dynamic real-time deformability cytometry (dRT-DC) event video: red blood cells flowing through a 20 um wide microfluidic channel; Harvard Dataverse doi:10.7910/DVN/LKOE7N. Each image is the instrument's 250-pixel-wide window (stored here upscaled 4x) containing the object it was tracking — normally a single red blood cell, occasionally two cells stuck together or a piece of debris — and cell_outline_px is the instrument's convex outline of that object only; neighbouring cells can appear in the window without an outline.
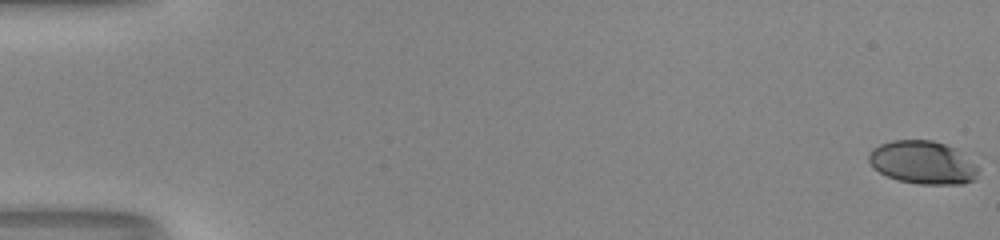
{"species": "human", "species_latin": "Homo sapiens", "temperature_condition": "room temperature", "stored_images_in_passage": 51, "camera_frame_rate_fps": 3000, "um_per_image_px": 0.085, "donor": {"sex": "male"}, "frame": {"image": 1, "passage_image": 1, "time_ms": 0.0, "image_size_px": [1000, 240], "cell_outline_px": [[984, 156], [976, 180], [964, 184], [920, 184], [900, 180], [888, 176], [872, 168], [868, 160], [868, 152], [872, 148], [880, 144], [892, 140], [932, 140]], "centroid_in_image_um": [78.65, 13.79], "position_along_channel_um": 6.3, "area_um2": 29.19}}
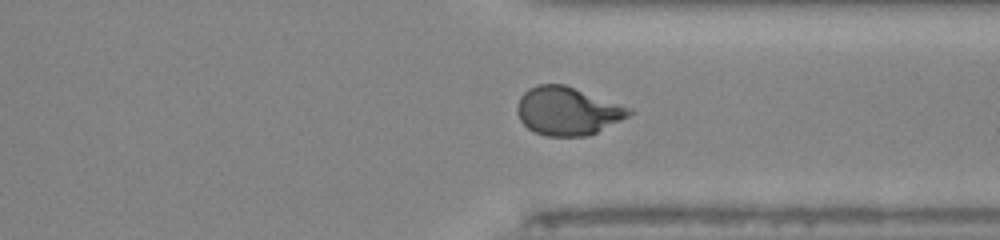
{"frame": {"image": 2, "passage_image": 41, "time_ms": 13.333, "image_size_px": [1000, 240], "cell_outline_px": [[636, 112], [588, 136], [544, 136], [528, 128], [520, 120], [516, 112], [516, 108], [520, 96], [528, 88], [536, 84], [564, 84], [632, 108]], "centroid_in_image_um": [48.22, 9.43], "position_along_channel_um": 363.2, "area_um2": 31.44}}
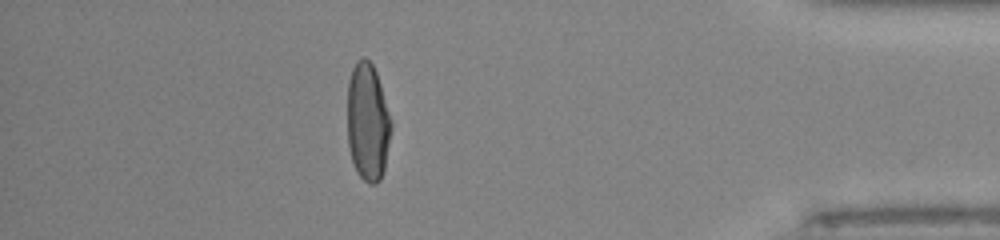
{"frame": {"image": 3, "passage_image": 47, "time_ms": 15.333, "image_size_px": [1000, 240], "cell_outline_px": [[392, 128], [384, 168], [380, 180], [376, 184], [368, 184], [356, 172], [348, 148], [348, 80], [352, 68], [356, 60], [364, 56], [372, 64], [376, 72], [380, 84], [392, 124]], "centroid_in_image_um": [31.24, 10.38], "position_along_channel_um": 404.0, "area_um2": 30.11}}